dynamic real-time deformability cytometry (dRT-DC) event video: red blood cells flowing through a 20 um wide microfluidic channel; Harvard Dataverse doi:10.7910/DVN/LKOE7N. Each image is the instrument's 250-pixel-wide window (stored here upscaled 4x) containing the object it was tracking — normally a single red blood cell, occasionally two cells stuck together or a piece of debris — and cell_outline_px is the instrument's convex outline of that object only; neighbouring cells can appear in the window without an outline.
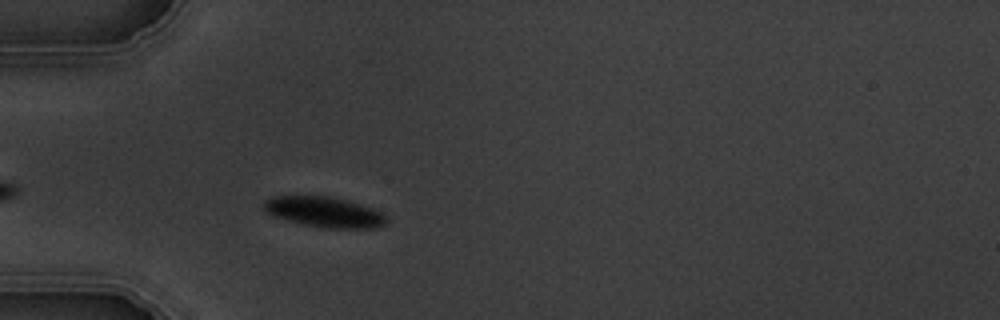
{"species": "common noctule bat (a hibernating species)", "species_latin": "Nyctalus noctula", "temperature_condition": "warm", "stored_images_in_passage": 2, "camera_frame_rate_fps": 3000, "um_per_image_px": 0.085, "animal": {"sex": "male", "body_mass_g": 19.5, "forearm_length_mm": 54.6}, "frame": {"image": 1, "passage_image": 2, "time_ms": 1.333, "image_size_px": [1000, 320], "cell_outline_px": [[388, 220], [384, 224], [376, 228], [320, 228], [288, 220], [276, 216], [268, 212], [264, 208], [264, 200], [272, 196], [332, 196], [348, 200], [372, 208], [380, 212]], "centroid_in_image_um": [27.58, 18.01], "position_along_channel_um": 57.4, "area_um2": 21.56}}